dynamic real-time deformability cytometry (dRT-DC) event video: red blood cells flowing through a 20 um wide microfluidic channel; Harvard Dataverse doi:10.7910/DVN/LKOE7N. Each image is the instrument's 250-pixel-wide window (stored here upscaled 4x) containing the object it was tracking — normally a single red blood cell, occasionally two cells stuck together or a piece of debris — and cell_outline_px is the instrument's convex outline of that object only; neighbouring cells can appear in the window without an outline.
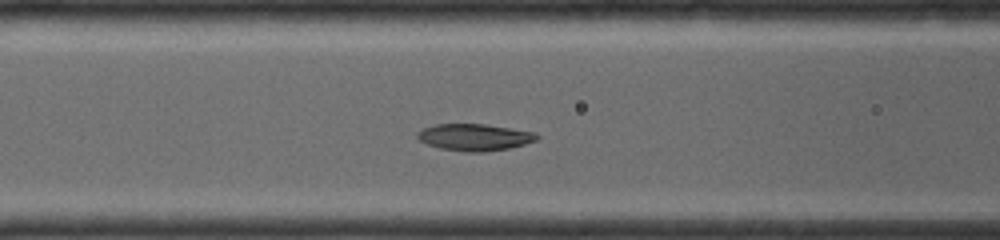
{"species": "common noctule bat (a hibernating species)", "species_latin": "Nyctalus noctula", "temperature_condition": "room temperature", "stored_images_in_passage": 6, "camera_frame_rate_fps": 4000, "um_per_image_px": 0.085, "animal": {"sex": "female", "body_mass_g": 19.0, "forearm_length_mm": 56.7}, "frame": {"image": 1, "passage_image": 3, "time_ms": 1.5, "image_size_px": [1000, 240], "cell_outline_px": [[540, 136], [536, 140], [524, 144], [508, 148], [484, 152], [464, 152], [440, 148], [428, 144], [420, 140], [416, 136], [416, 132], [424, 128], [436, 124], [484, 124], [536, 132]], "centroid_in_image_um": [40.34, 11.66], "position_along_channel_um": 126.3, "area_um2": 18.61}}
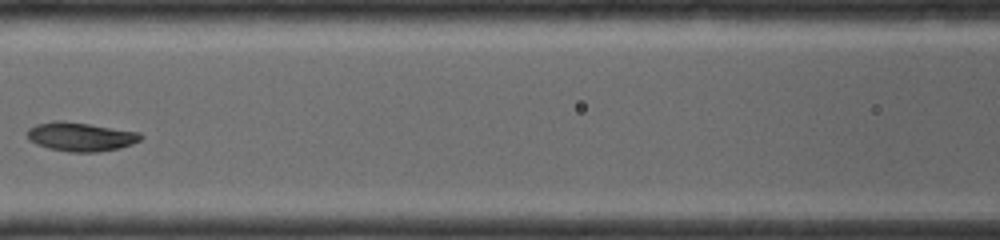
{"frame": {"image": 2, "passage_image": 4, "time_ms": 2.25, "image_size_px": [1000, 240], "cell_outline_px": [[144, 136], [140, 140], [132, 144], [120, 148], [96, 152], [68, 152], [48, 148], [36, 144], [28, 140], [24, 132], [28, 128], [36, 124], [56, 120], [60, 120], [88, 124], [140, 132]], "centroid_in_image_um": [6.81, 11.62], "position_along_channel_um": 159.8, "area_um2": 19.31}}
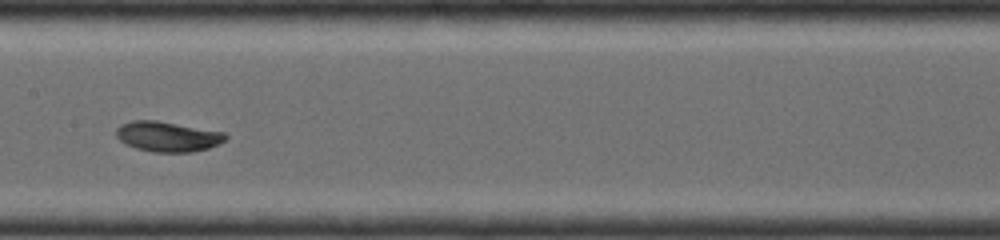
{"frame": {"image": 3, "passage_image": 5, "time_ms": 3.0, "image_size_px": [1000, 240], "cell_outline_px": [[228, 136], [220, 144], [208, 148], [192, 152], [152, 152], [136, 148], [124, 144], [116, 136], [116, 128], [120, 124], [132, 120], [156, 120], [224, 132]], "centroid_in_image_um": [14.22, 11.6], "position_along_channel_um": 193.2, "area_um2": 19.31}}